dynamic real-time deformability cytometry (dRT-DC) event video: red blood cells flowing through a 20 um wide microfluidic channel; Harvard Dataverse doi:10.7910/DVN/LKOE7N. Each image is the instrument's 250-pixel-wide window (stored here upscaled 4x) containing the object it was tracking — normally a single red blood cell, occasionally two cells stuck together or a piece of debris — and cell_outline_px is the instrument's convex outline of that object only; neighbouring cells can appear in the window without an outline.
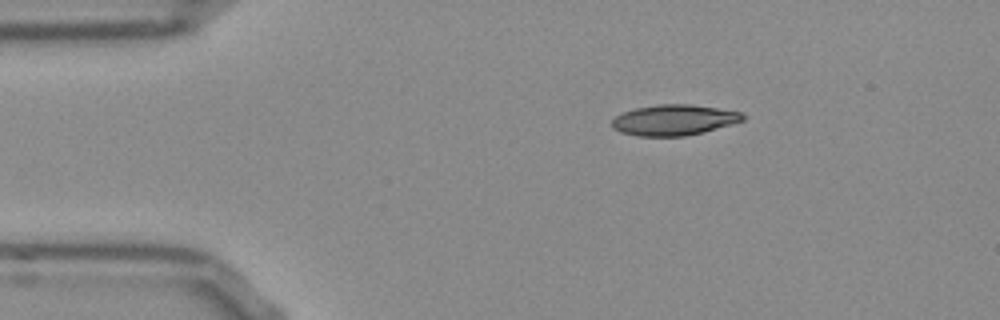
{"species": "Egyptian fruit bat (a non-hibernating species)", "species_latin": "Rousettus aegyptiacus", "temperature_condition": "room temperature", "stored_images_in_passage": 45, "camera_frame_rate_fps": 3000, "um_per_image_px": 0.085, "frame": {"image": 1, "passage_image": 1, "time_ms": 0.0, "image_size_px": [1000, 320], "cell_outline_px": [[744, 120], [732, 124], [704, 132], [684, 136], [636, 136], [620, 132], [612, 128], [612, 120], [616, 116], [624, 112], [636, 108], [656, 104], [688, 104], [716, 108], [740, 112], [744, 116]], "centroid_in_image_um": [57.26, 10.21], "position_along_channel_um": 27.7, "area_um2": 23.29}}
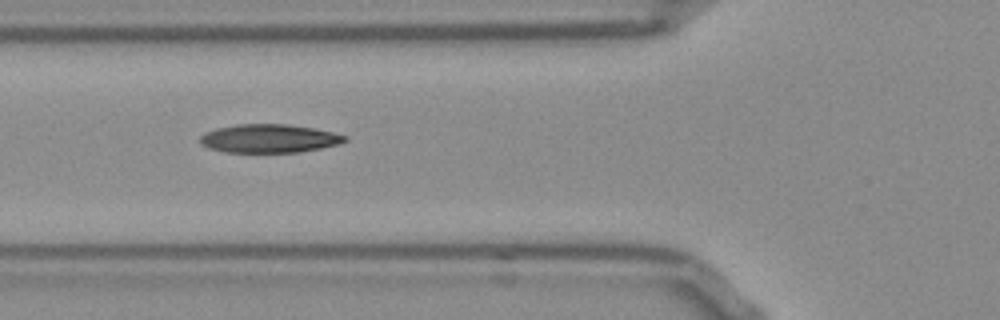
{"frame": {"image": 2, "passage_image": 11, "time_ms": 3.333, "image_size_px": [1000, 320], "cell_outline_px": [[348, 140], [336, 144], [320, 148], [296, 152], [224, 152], [208, 148], [200, 144], [200, 136], [204, 132], [216, 128], [236, 124], [288, 124], [312, 128], [332, 132], [348, 136]], "centroid_in_image_um": [22.82, 11.76], "position_along_channel_um": 103.0, "area_um2": 23.99}}
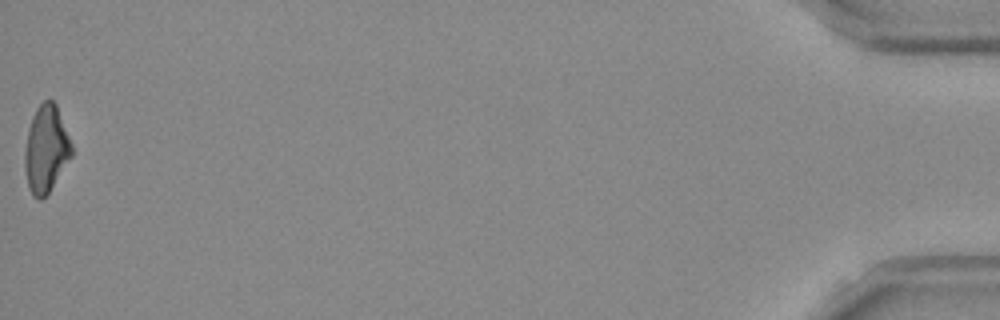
{"frame": {"image": 3, "passage_image": 45, "time_ms": 14.667, "image_size_px": [1000, 320], "cell_outline_px": [[72, 156], [48, 192], [40, 200], [32, 196], [28, 188], [24, 168], [24, 152], [28, 128], [32, 116], [36, 108], [44, 100], [52, 100], [56, 104], [72, 144]], "centroid_in_image_um": [3.89, 12.67], "position_along_channel_um": 431.3, "area_um2": 23.76}, "authors_computed_cell_mechanics": {"area_um2": 23.9292, "velocity_mm_per_s": 3.8137, "shape_relaxation_time_tau1_ms": null, "shape_relaxation_time_tau2_ms": 3.8675, "deformation_change_tau1": null, "deformation_change_tau2": 0.1185}}